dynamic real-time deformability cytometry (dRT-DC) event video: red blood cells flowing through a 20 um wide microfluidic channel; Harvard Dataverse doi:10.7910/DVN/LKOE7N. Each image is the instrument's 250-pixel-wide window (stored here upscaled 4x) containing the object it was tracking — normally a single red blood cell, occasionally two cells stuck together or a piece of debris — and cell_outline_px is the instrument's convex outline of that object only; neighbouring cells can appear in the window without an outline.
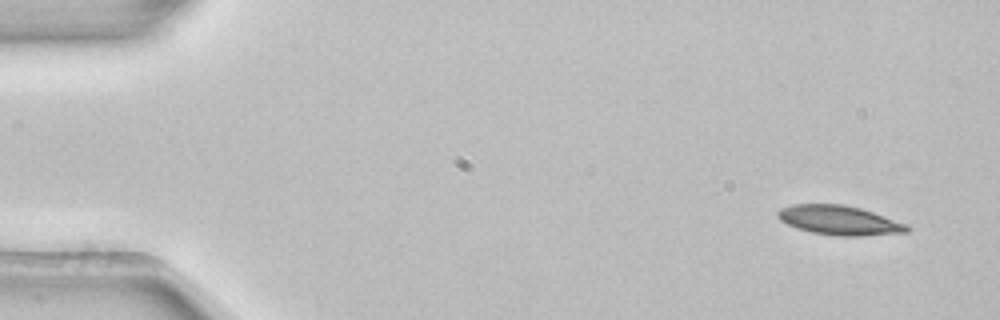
{"species": "common noctule bat (a hibernating species)", "species_latin": "Nyctalus noctula", "temperature_condition": "room temperature", "stored_images_in_passage": 4, "camera_frame_rate_fps": 3000, "um_per_image_px": 0.085, "animal": {"sex": "female", "body_mass_g": 22.7, "forearm_length_mm": 54.2}, "frame": {"image": 1, "passage_image": 1, "time_ms": 0.0, "image_size_px": [1000, 320], "cell_outline_px": [[912, 228], [908, 232], [860, 236], [840, 236], [812, 232], [796, 228], [780, 220], [776, 216], [776, 212], [780, 208], [792, 204], [844, 204], [860, 208], [908, 224]], "centroid_in_image_um": [71.34, 18.72], "position_along_channel_um": 13.7, "area_um2": 22.2}}
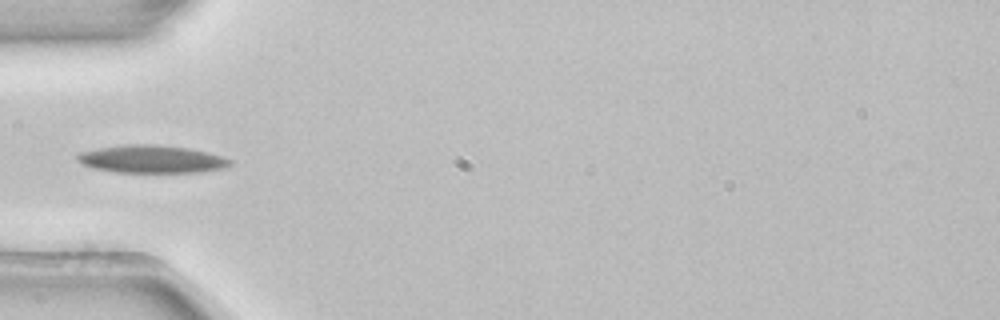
{"frame": {"image": 2, "passage_image": 4, "time_ms": 1.0, "image_size_px": [1000, 320], "cell_outline_px": [[232, 164], [224, 168], [200, 172], [116, 172], [92, 168], [76, 160], [76, 156], [80, 152], [100, 148], [128, 144], [156, 144], [188, 148], [208, 152], [232, 160]], "centroid_in_image_um": [12.9, 13.52], "position_along_channel_um": 72.1, "area_um2": 24.62}}